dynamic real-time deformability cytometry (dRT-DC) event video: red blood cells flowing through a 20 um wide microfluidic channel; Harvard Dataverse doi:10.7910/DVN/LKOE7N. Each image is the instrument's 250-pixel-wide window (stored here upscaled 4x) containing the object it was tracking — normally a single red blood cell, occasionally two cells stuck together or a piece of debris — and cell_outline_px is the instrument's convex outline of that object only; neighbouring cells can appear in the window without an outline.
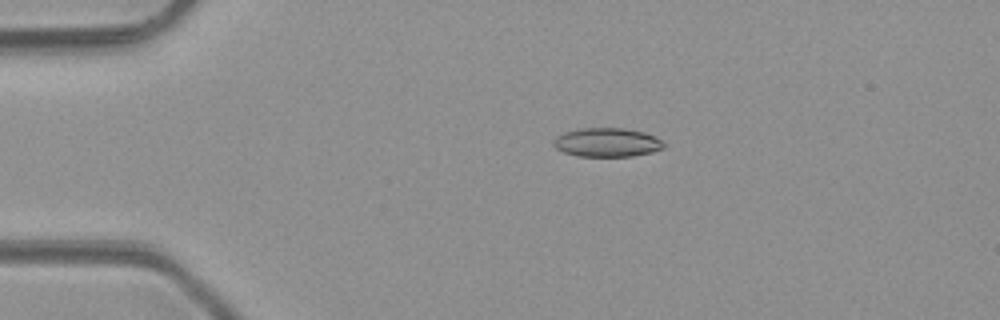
{"species": "common noctule bat (a hibernating species)", "species_latin": "Nyctalus noctula", "temperature_condition": "room temperature", "stored_images_in_passage": 5, "camera_frame_rate_fps": 3000, "um_per_image_px": 0.085, "animal": {"sex": "male", "body_mass_g": 23.1, "forearm_length_mm": 52.7}, "frame": {"image": 1, "passage_image": 3, "time_ms": 2.333, "image_size_px": [1000, 320], "cell_outline_px": [[668, 144], [664, 148], [652, 152], [632, 156], [580, 156], [564, 152], [556, 148], [552, 144], [552, 140], [556, 136], [564, 132], [580, 128], [624, 128], [644, 132], [656, 136]], "centroid_in_image_um": [51.63, 12.09], "position_along_channel_um": 33.4, "area_um2": 18.79}}